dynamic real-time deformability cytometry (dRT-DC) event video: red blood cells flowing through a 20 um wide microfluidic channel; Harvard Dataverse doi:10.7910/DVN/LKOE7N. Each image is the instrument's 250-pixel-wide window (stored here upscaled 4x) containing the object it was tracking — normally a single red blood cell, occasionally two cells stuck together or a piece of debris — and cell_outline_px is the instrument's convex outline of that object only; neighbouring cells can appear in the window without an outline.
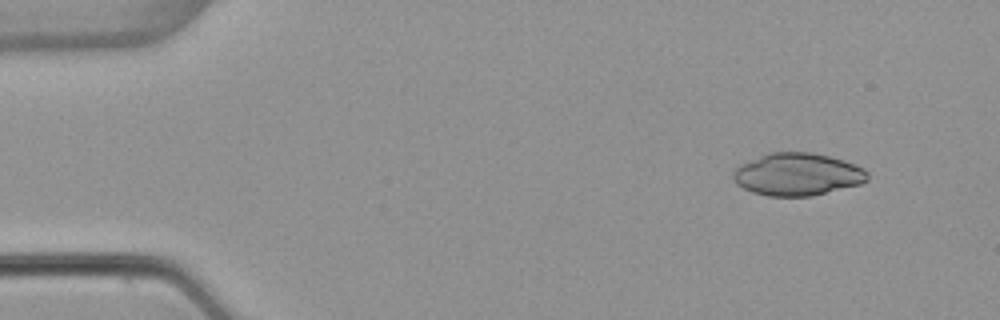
{"species": "common noctule bat (a hibernating species)", "species_latin": "Nyctalus noctula", "temperature_condition": "warm", "stored_images_in_passage": 48, "camera_frame_rate_fps": 3000, "um_per_image_px": 0.085, "animal": {"sex": "female", "body_mass_g": 22.7, "forearm_length_mm": 54.2}, "frame": {"image": 1, "passage_image": 1, "time_ms": 0.0, "image_size_px": [1000, 320], "cell_outline_px": [[868, 180], [860, 184], [812, 196], [768, 196], [752, 192], [736, 184], [732, 180], [732, 172], [740, 164], [768, 152], [812, 152], [844, 160], [864, 168], [868, 172]], "centroid_in_image_um": [67.76, 14.82], "position_along_channel_um": 17.2, "area_um2": 33.47}}